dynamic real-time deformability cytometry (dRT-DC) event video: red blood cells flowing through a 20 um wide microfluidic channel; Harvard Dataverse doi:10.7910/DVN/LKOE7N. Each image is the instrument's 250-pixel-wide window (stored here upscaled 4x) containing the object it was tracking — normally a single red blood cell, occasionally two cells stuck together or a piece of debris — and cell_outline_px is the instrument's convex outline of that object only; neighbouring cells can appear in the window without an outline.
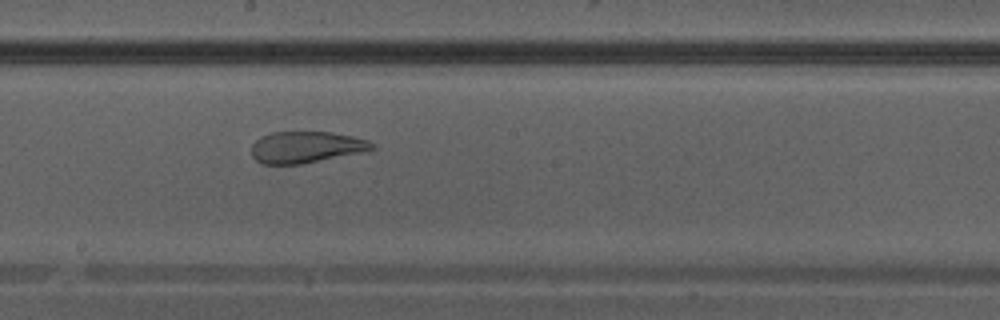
{"species": "Egyptian fruit bat (a non-hibernating species)", "species_latin": "Rousettus aegyptiacus", "temperature_condition": "warm", "stored_images_in_passage": 40, "camera_frame_rate_fps": 3000, "um_per_image_px": 0.085, "animal": {"sex": "male"}, "frame": {"image": 1, "passage_image": 23, "time_ms": 7.333, "image_size_px": [1000, 320], "cell_outline_px": [[376, 148], [360, 152], [300, 164], [260, 164], [252, 156], [252, 144], [260, 136], [272, 132], [332, 132], [352, 136], [368, 140], [376, 144]], "centroid_in_image_um": [25.99, 12.5], "position_along_channel_um": 222.2, "area_um2": 22.02}}